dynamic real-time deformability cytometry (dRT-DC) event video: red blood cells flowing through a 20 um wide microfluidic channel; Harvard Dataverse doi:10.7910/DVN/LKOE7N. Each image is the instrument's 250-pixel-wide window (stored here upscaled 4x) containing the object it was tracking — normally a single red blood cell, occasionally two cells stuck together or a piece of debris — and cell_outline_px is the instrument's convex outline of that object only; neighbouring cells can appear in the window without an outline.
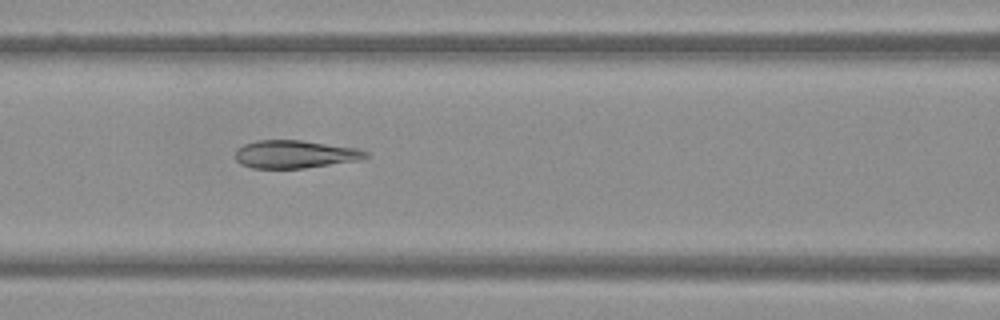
{"species": "Egyptian fruit bat (a non-hibernating species)", "species_latin": "Rousettus aegyptiacus", "temperature_condition": "warm", "stored_images_in_passage": 43, "camera_frame_rate_fps": 3000, "um_per_image_px": 0.085, "frame": {"image": 1, "passage_image": 15, "time_ms": 4.667, "image_size_px": [1000, 320], "cell_outline_px": [[368, 156], [360, 160], [304, 168], [252, 168], [240, 164], [236, 160], [236, 148], [244, 144], [256, 140], [300, 140], [360, 148], [368, 152]], "centroid_in_image_um": [25.07, 13.1], "position_along_channel_um": 141.5, "area_um2": 21.33}}
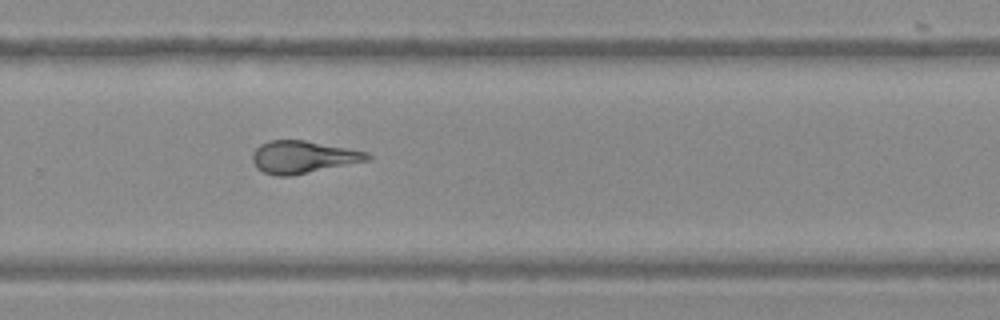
{"frame": {"image": 2, "passage_image": 27, "time_ms": 8.667, "image_size_px": [1000, 320], "cell_outline_px": [[372, 160], [292, 176], [276, 176], [264, 172], [256, 168], [252, 160], [252, 152], [260, 144], [268, 140], [304, 140], [348, 148], [368, 152], [372, 156]], "centroid_in_image_um": [25.77, 13.35], "position_along_channel_um": 304.0, "area_um2": 22.02}}
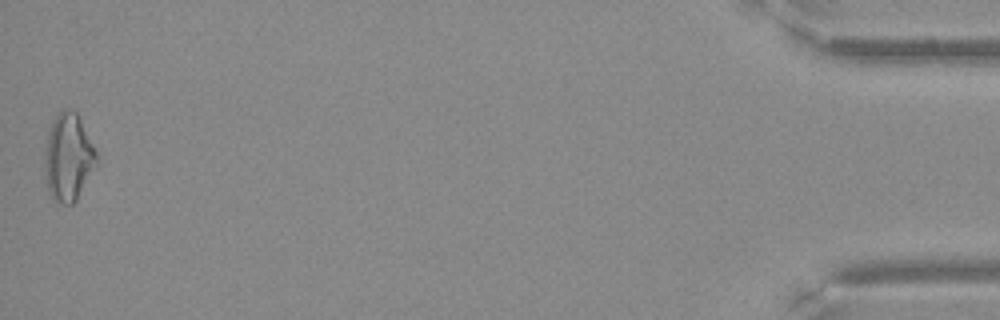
{"frame": {"image": 3, "passage_image": 43, "time_ms": 14.0, "image_size_px": [1000, 320], "cell_outline_px": [[96, 164], [76, 200], [72, 204], [60, 204], [52, 200], [48, 192], [44, 168], [44, 152], [48, 132], [52, 120], [64, 108], [68, 108], [76, 112], [96, 152]], "centroid_in_image_um": [5.75, 13.39], "position_along_channel_um": 429.4, "area_um2": 26.18}}